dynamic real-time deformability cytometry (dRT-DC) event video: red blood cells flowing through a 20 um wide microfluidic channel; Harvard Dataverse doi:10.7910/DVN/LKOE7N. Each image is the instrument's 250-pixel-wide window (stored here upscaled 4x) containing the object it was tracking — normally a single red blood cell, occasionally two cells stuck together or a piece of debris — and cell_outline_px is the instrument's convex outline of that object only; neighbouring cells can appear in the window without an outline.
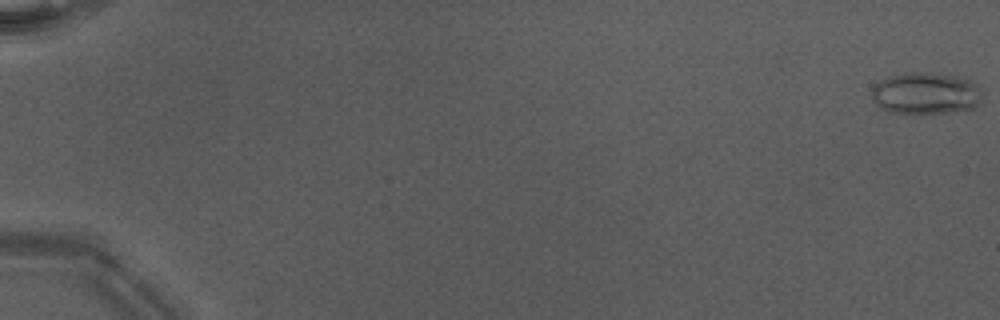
{"species": "Egyptian fruit bat (a non-hibernating species)", "species_latin": "Rousettus aegyptiacus", "temperature_condition": "warm", "stored_images_in_passage": 51, "camera_frame_rate_fps": 3000, "um_per_image_px": 0.085, "animal": {"sex": "male"}, "frame": {"image": 1, "passage_image": 1, "time_ms": 0.0, "image_size_px": [1000, 320], "cell_outline_px": [[980, 100], [972, 108], [948, 112], [888, 112], [872, 100], [872, 88], [880, 80], [888, 76], [916, 72], [932, 72], [956, 76], [976, 84], [980, 88]], "centroid_in_image_um": [78.65, 7.91], "position_along_channel_um": 6.3, "area_um2": 26.36}}
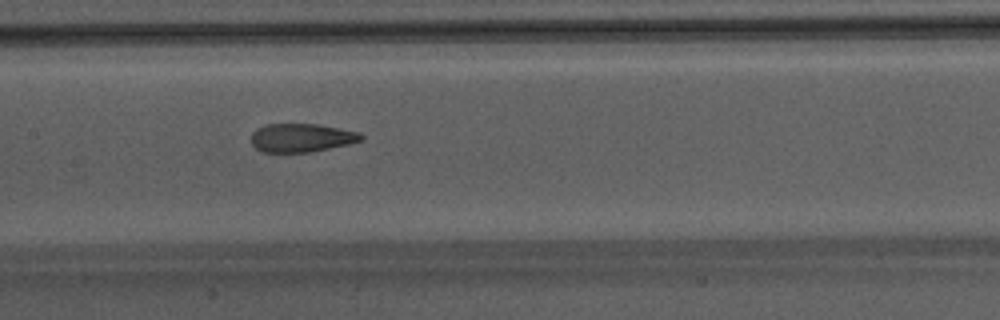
{"frame": {"image": 2, "passage_image": 28, "time_ms": 9.0, "image_size_px": [1000, 320], "cell_outline_px": [[364, 140], [352, 144], [312, 152], [264, 152], [256, 148], [252, 144], [252, 132], [256, 128], [268, 124], [320, 124], [360, 132], [364, 136]], "centroid_in_image_um": [25.69, 11.71], "position_along_channel_um": 181.7, "area_um2": 18.55}}
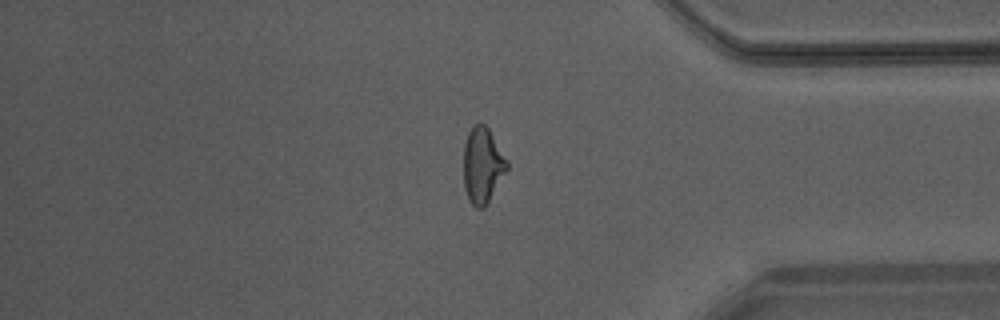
{"frame": {"image": 3, "passage_image": 44, "time_ms": 14.333, "image_size_px": [1000, 320], "cell_outline_px": [[508, 168], [484, 208], [476, 208], [468, 200], [464, 188], [464, 144], [468, 132], [480, 120], [488, 128], [508, 160]], "centroid_in_image_um": [41.01, 14.04], "position_along_channel_um": 394.2, "area_um2": 19.13}, "authors_computed_cell_mechanics": {"area_um2": 19.4208, "velocity_mm_per_s": 4.2809, "shape_relaxation_time_tau1_ms": 7.8469, "shape_relaxation_time_tau2_ms": 1.5628, "deformation_change_tau1": 0.2173, "deformation_change_tau2": 0.1066}}